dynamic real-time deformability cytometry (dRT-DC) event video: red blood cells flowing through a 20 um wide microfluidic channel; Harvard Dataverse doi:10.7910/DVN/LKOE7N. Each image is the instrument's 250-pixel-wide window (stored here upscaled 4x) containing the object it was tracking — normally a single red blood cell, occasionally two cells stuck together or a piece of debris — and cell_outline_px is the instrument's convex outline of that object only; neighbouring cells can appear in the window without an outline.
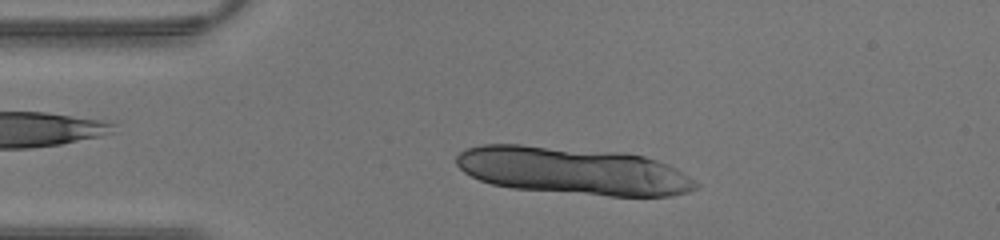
{"species": "human", "species_latin": "Homo sapiens", "temperature_condition": "warm", "stored_images_in_passage": 21, "camera_frame_rate_fps": 3000, "um_per_image_px": 0.085, "donor": {"sex": "male"}, "frame": {"image": 1, "passage_image": 6, "time_ms": 1.667, "image_size_px": [1000, 240], "cell_outline_px": [[700, 184], [696, 188], [688, 192], [672, 196], [608, 196], [512, 188], [492, 184], [480, 180], [464, 172], [456, 164], [456, 156], [460, 152], [468, 148], [484, 144], [520, 144], [620, 152], [644, 156], [668, 164], [676, 168]], "centroid_in_image_um": [48.72, 14.52], "position_along_channel_um": 36.3, "area_um2": 66.35}}
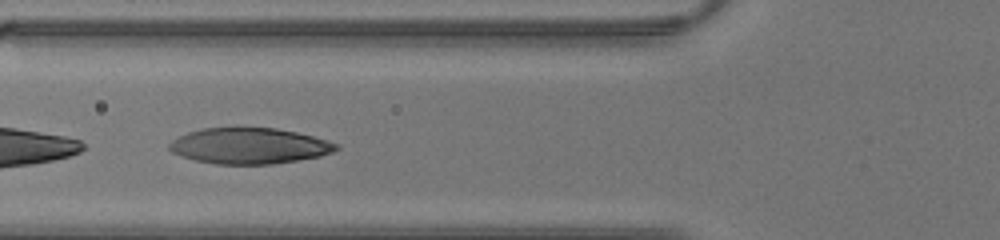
{"frame": {"image": 2, "passage_image": 13, "time_ms": 4.0, "image_size_px": [1000, 240], "cell_outline_px": [[340, 148], [332, 152], [320, 156], [272, 164], [216, 164], [196, 160], [180, 156], [172, 152], [168, 148], [168, 144], [172, 140], [188, 132], [204, 128], [236, 124], [276, 128], [296, 132], [312, 136], [340, 144]], "centroid_in_image_um": [21.16, 12.35], "position_along_channel_um": 104.6, "area_um2": 35.78}}
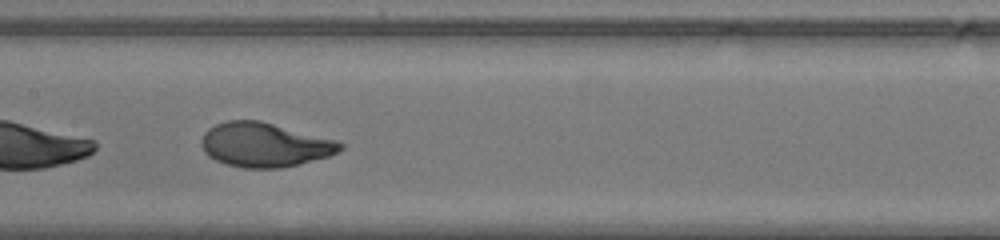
{"frame": {"image": 3, "passage_image": 18, "time_ms": 5.667, "image_size_px": [1000, 240], "cell_outline_px": [[344, 148], [328, 156], [300, 164], [280, 168], [244, 168], [224, 164], [208, 156], [204, 152], [200, 144], [200, 140], [204, 132], [208, 128], [216, 124], [228, 120], [260, 120], [336, 140], [344, 144]], "centroid_in_image_um": [22.45, 12.31], "position_along_channel_um": 184.9, "area_um2": 35.95}}